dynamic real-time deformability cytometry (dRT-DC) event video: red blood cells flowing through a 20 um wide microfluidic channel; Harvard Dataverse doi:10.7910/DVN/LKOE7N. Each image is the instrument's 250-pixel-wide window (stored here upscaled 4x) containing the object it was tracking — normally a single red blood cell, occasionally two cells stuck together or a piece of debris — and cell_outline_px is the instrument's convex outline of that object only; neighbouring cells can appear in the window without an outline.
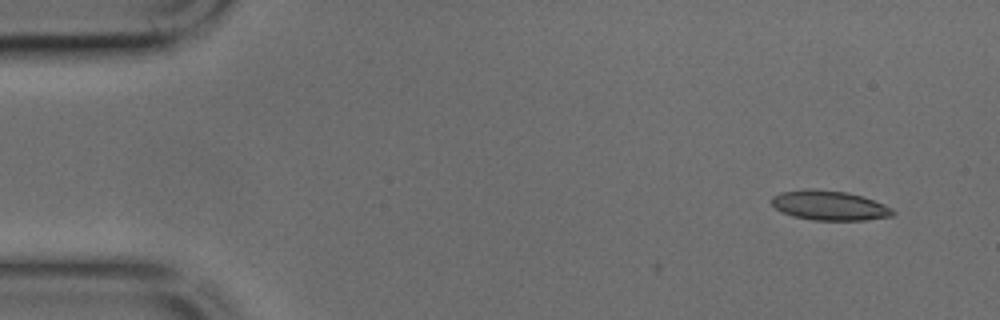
{"species": "common noctule bat (a hibernating species)", "species_latin": "Nyctalus noctula", "temperature_condition": "cold", "stored_images_in_passage": 33, "camera_frame_rate_fps": 3000, "um_per_image_px": 0.085, "animal": {"sex": "male", "body_mass_g": 17.9, "forearm_length_mm": 54.2}, "frame": {"image": 1, "passage_image": 1, "time_ms": 0.0, "image_size_px": [1000, 320], "cell_outline_px": [[896, 212], [892, 216], [864, 220], [812, 220], [792, 216], [780, 212], [772, 204], [772, 196], [780, 192], [848, 192], [864, 196], [884, 204], [892, 208]], "centroid_in_image_um": [70.57, 17.52], "position_along_channel_um": 14.4, "area_um2": 20.17}}
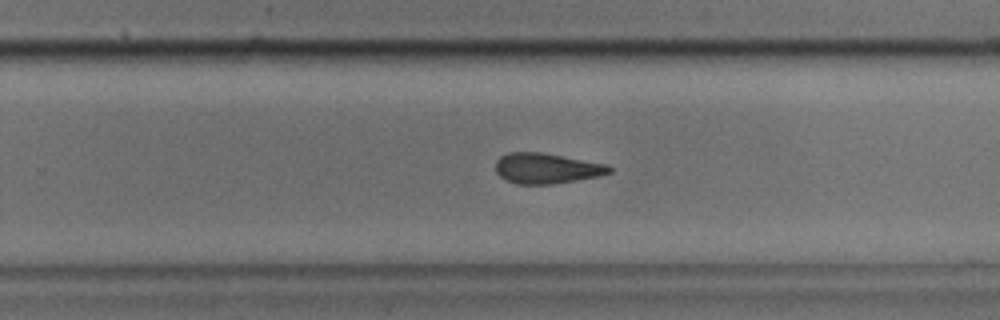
{"frame": {"image": 2, "passage_image": 26, "time_ms": 8.333, "image_size_px": [1000, 320], "cell_outline_px": [[612, 172], [600, 176], [552, 184], [516, 184], [504, 180], [496, 172], [496, 160], [500, 156], [508, 152], [540, 152], [608, 164], [612, 168]], "centroid_in_image_um": [46.45, 14.31], "position_along_channel_um": 283.4, "area_um2": 20.29}}
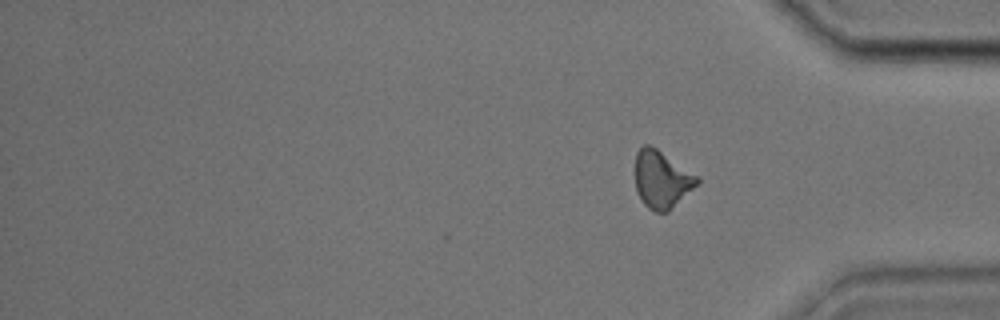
{"frame": {"image": 3, "passage_image": 33, "time_ms": 10.667, "image_size_px": [1000, 320], "cell_outline_px": [[700, 184], [668, 212], [652, 212], [644, 204], [636, 192], [636, 152], [644, 144], [648, 144], [656, 148], [700, 176]], "centroid_in_image_um": [56.29, 15.27], "position_along_channel_um": 378.9, "area_um2": 21.1}}